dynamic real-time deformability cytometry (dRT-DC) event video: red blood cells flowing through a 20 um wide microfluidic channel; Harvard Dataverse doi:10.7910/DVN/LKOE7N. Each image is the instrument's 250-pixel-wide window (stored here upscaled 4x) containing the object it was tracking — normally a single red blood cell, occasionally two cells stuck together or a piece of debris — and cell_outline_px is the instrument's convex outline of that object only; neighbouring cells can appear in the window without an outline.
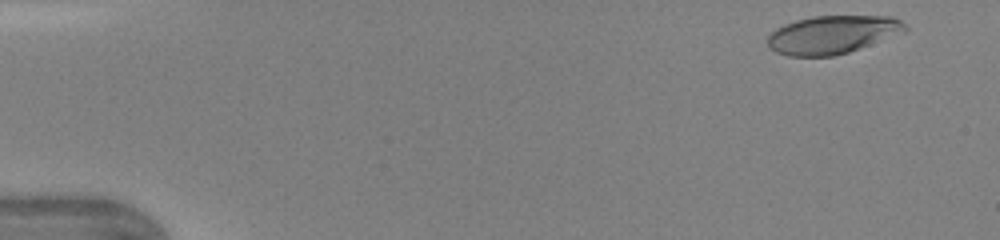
{"species": "human", "species_latin": "Homo sapiens", "temperature_condition": "warm", "stored_images_in_passage": 44, "camera_frame_rate_fps": 3000, "um_per_image_px": 0.085, "donor": {"sex": "female"}, "frame": {"image": 1, "passage_image": 3, "time_ms": 0.667, "image_size_px": [1000, 240], "cell_outline_px": [[908, 32], [848, 52], [832, 56], [788, 56], [776, 52], [768, 48], [768, 36], [776, 28], [784, 24], [796, 20], [812, 16], [892, 16], [900, 20], [908, 28]], "centroid_in_image_um": [70.78, 2.94], "position_along_channel_um": 14.2, "area_um2": 30.81}}
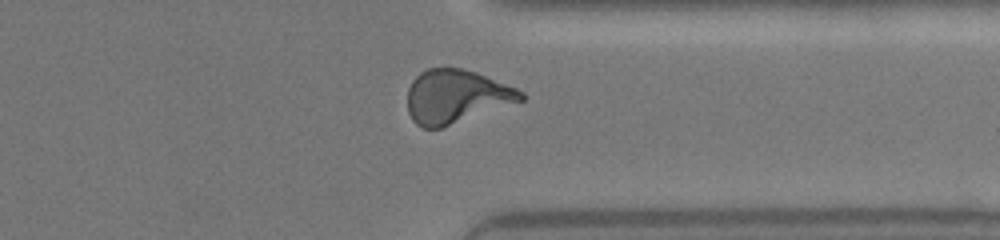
{"frame": {"image": 2, "passage_image": 35, "time_ms": 11.333, "image_size_px": [1000, 240], "cell_outline_px": [[524, 100], [440, 128], [424, 128], [416, 124], [412, 120], [408, 112], [408, 88], [412, 80], [420, 72], [428, 68], [464, 68], [476, 72], [516, 88], [524, 92]], "centroid_in_image_um": [38.75, 8.19], "position_along_channel_um": 372.6, "area_um2": 35.2}}
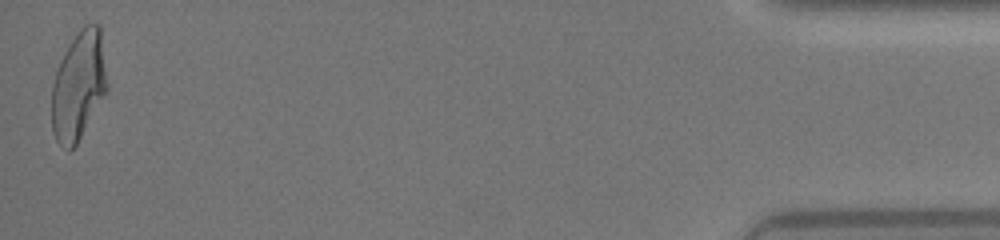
{"frame": {"image": 3, "passage_image": 44, "time_ms": 14.333, "image_size_px": [1000, 240], "cell_outline_px": [[108, 88], [104, 96], [76, 144], [68, 152], [56, 140], [52, 132], [52, 84], [56, 72], [64, 52], [76, 32], [84, 24], [100, 24], [108, 84]], "centroid_in_image_um": [6.68, 7.26], "position_along_channel_um": 428.5, "area_um2": 35.08}}